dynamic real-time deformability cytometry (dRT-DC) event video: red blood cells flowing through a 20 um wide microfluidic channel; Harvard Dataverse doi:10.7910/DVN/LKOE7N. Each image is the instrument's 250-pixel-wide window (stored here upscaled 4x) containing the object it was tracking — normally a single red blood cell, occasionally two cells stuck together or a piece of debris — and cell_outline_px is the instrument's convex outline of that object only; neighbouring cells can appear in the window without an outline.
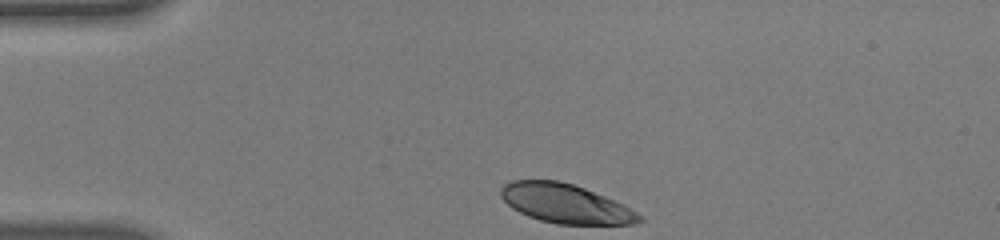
{"species": "human", "species_latin": "Homo sapiens", "temperature_condition": "warm", "stored_images_in_passage": 34, "camera_frame_rate_fps": 3000, "um_per_image_px": 0.085, "donor": {"sex": "male"}, "frame": {"image": 1, "passage_image": 1, "time_ms": 0.0, "image_size_px": [1000, 240], "cell_outline_px": [[644, 220], [632, 224], [556, 224], [540, 220], [528, 216], [512, 208], [500, 196], [500, 188], [504, 184], [512, 180], [560, 180], [584, 188], [624, 204], [644, 216]], "centroid_in_image_um": [48.07, 17.3], "position_along_channel_um": 36.9, "area_um2": 31.62}}
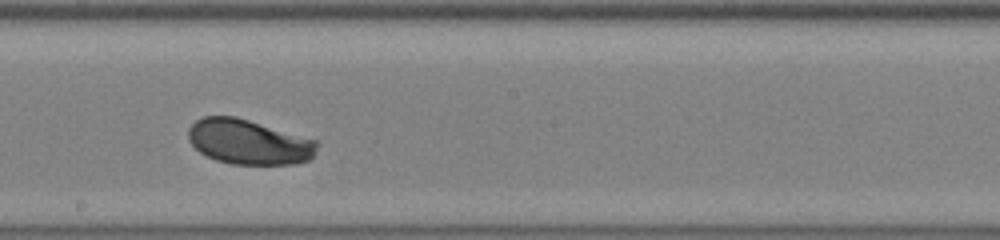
{"frame": {"image": 2, "passage_image": 20, "time_ms": 6.333, "image_size_px": [1000, 240], "cell_outline_px": [[320, 144], [312, 156], [308, 160], [292, 164], [232, 164], [216, 160], [200, 152], [188, 140], [188, 128], [196, 120], [204, 116], [236, 116], [320, 140]], "centroid_in_image_um": [21.17, 12.05], "position_along_channel_um": 227.0, "area_um2": 33.99}}
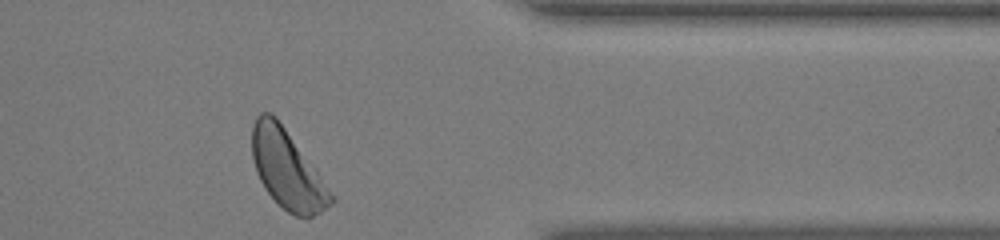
{"frame": {"image": 3, "passage_image": 34, "time_ms": 11.0, "image_size_px": [1000, 240], "cell_outline_px": [[336, 200], [332, 204], [320, 212], [312, 216], [296, 216], [288, 212], [264, 188], [256, 172], [252, 156], [252, 124], [256, 116], [260, 112], [272, 112], [276, 116], [316, 168]], "centroid_in_image_um": [24.41, 14.35], "position_along_channel_um": 387.0, "area_um2": 36.01}, "authors_computed_cell_mechanics": {"area_um2": 33.9575, "velocity_mm_per_s": 3.7291, "shape_relaxation_time_tau1_ms": 2.206, "shape_relaxation_time_tau2_ms": null, "deformation_change_tau1": 0.1309, "deformation_change_tau2": null}}